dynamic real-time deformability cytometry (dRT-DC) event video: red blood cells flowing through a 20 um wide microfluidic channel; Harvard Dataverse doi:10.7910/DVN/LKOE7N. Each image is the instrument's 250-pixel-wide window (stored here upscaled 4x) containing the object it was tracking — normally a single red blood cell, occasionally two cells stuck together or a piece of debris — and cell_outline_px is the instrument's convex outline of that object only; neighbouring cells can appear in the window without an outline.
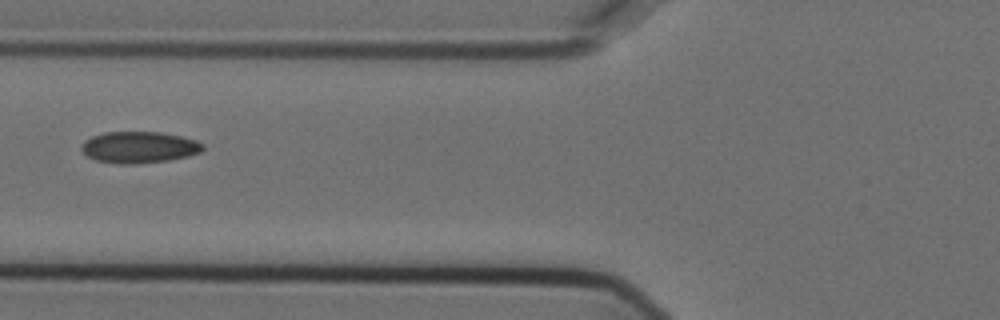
{"species": "Egyptian fruit bat (a non-hibernating species)", "species_latin": "Rousettus aegyptiacus", "temperature_condition": "cold", "stored_images_in_passage": 2, "camera_frame_rate_fps": 3000, "um_per_image_px": 0.085, "animal": {"sex": "female"}, "frame": {"image": 1, "passage_image": 2, "time_ms": 0.333, "image_size_px": [1000, 320], "cell_outline_px": [[204, 148], [200, 152], [188, 156], [168, 160], [136, 164], [120, 164], [96, 160], [88, 156], [80, 148], [84, 140], [92, 136], [104, 132], [160, 132], [180, 136], [196, 140], [204, 144]], "centroid_in_image_um": [11.82, 12.51], "position_along_channel_um": 114.0, "area_um2": 22.25}}